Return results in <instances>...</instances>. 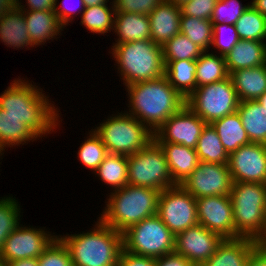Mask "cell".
<instances>
[{"label":"cell","instance_id":"1","mask_svg":"<svg viewBox=\"0 0 266 266\" xmlns=\"http://www.w3.org/2000/svg\"><path fill=\"white\" fill-rule=\"evenodd\" d=\"M19 76L0 94V108L20 119L38 138L54 132L62 119L59 108L51 102L42 88ZM39 87V88H38ZM42 89V90H41ZM57 107V108H55Z\"/></svg>","mask_w":266,"mask_h":266},{"label":"cell","instance_id":"2","mask_svg":"<svg viewBox=\"0 0 266 266\" xmlns=\"http://www.w3.org/2000/svg\"><path fill=\"white\" fill-rule=\"evenodd\" d=\"M126 88L129 109V112H126L144 124L153 134L186 104V100L170 85L165 75L133 83Z\"/></svg>","mask_w":266,"mask_h":266},{"label":"cell","instance_id":"3","mask_svg":"<svg viewBox=\"0 0 266 266\" xmlns=\"http://www.w3.org/2000/svg\"><path fill=\"white\" fill-rule=\"evenodd\" d=\"M58 237L68 248L73 266H117L123 249V234L99 218L87 232Z\"/></svg>","mask_w":266,"mask_h":266},{"label":"cell","instance_id":"4","mask_svg":"<svg viewBox=\"0 0 266 266\" xmlns=\"http://www.w3.org/2000/svg\"><path fill=\"white\" fill-rule=\"evenodd\" d=\"M159 194L160 191L153 188L127 184L109 193L98 218L123 233L130 226L157 214Z\"/></svg>","mask_w":266,"mask_h":266},{"label":"cell","instance_id":"5","mask_svg":"<svg viewBox=\"0 0 266 266\" xmlns=\"http://www.w3.org/2000/svg\"><path fill=\"white\" fill-rule=\"evenodd\" d=\"M123 85L149 81L164 75L163 50L151 39L113 44L111 52Z\"/></svg>","mask_w":266,"mask_h":266},{"label":"cell","instance_id":"6","mask_svg":"<svg viewBox=\"0 0 266 266\" xmlns=\"http://www.w3.org/2000/svg\"><path fill=\"white\" fill-rule=\"evenodd\" d=\"M230 197L236 234L266 242V184L233 182Z\"/></svg>","mask_w":266,"mask_h":266},{"label":"cell","instance_id":"7","mask_svg":"<svg viewBox=\"0 0 266 266\" xmlns=\"http://www.w3.org/2000/svg\"><path fill=\"white\" fill-rule=\"evenodd\" d=\"M123 112L110 115L93 130L108 153L129 156L146 147L154 134L135 117Z\"/></svg>","mask_w":266,"mask_h":266},{"label":"cell","instance_id":"8","mask_svg":"<svg viewBox=\"0 0 266 266\" xmlns=\"http://www.w3.org/2000/svg\"><path fill=\"white\" fill-rule=\"evenodd\" d=\"M122 234L123 249L134 255L156 259L175 249V235L157 214L130 226Z\"/></svg>","mask_w":266,"mask_h":266},{"label":"cell","instance_id":"9","mask_svg":"<svg viewBox=\"0 0 266 266\" xmlns=\"http://www.w3.org/2000/svg\"><path fill=\"white\" fill-rule=\"evenodd\" d=\"M128 184L163 191L175 186L165 154L153 139L142 150L127 156Z\"/></svg>","mask_w":266,"mask_h":266},{"label":"cell","instance_id":"10","mask_svg":"<svg viewBox=\"0 0 266 266\" xmlns=\"http://www.w3.org/2000/svg\"><path fill=\"white\" fill-rule=\"evenodd\" d=\"M239 102L230 76L197 87L186 99V105L207 124L236 112Z\"/></svg>","mask_w":266,"mask_h":266},{"label":"cell","instance_id":"11","mask_svg":"<svg viewBox=\"0 0 266 266\" xmlns=\"http://www.w3.org/2000/svg\"><path fill=\"white\" fill-rule=\"evenodd\" d=\"M157 215L176 236L198 224L196 198L181 184L160 192Z\"/></svg>","mask_w":266,"mask_h":266},{"label":"cell","instance_id":"12","mask_svg":"<svg viewBox=\"0 0 266 266\" xmlns=\"http://www.w3.org/2000/svg\"><path fill=\"white\" fill-rule=\"evenodd\" d=\"M46 230L20 223L5 240L0 256L5 262L38 258L58 236Z\"/></svg>","mask_w":266,"mask_h":266},{"label":"cell","instance_id":"13","mask_svg":"<svg viewBox=\"0 0 266 266\" xmlns=\"http://www.w3.org/2000/svg\"><path fill=\"white\" fill-rule=\"evenodd\" d=\"M181 185L197 199L230 195L233 180L227 164L200 161Z\"/></svg>","mask_w":266,"mask_h":266},{"label":"cell","instance_id":"14","mask_svg":"<svg viewBox=\"0 0 266 266\" xmlns=\"http://www.w3.org/2000/svg\"><path fill=\"white\" fill-rule=\"evenodd\" d=\"M206 124L185 104L155 132L154 140L157 143H176L195 149Z\"/></svg>","mask_w":266,"mask_h":266},{"label":"cell","instance_id":"15","mask_svg":"<svg viewBox=\"0 0 266 266\" xmlns=\"http://www.w3.org/2000/svg\"><path fill=\"white\" fill-rule=\"evenodd\" d=\"M227 165L233 182L266 184V144L241 146L229 154Z\"/></svg>","mask_w":266,"mask_h":266},{"label":"cell","instance_id":"16","mask_svg":"<svg viewBox=\"0 0 266 266\" xmlns=\"http://www.w3.org/2000/svg\"><path fill=\"white\" fill-rule=\"evenodd\" d=\"M198 224L218 233L223 239L238 238L235 232L230 195L196 199Z\"/></svg>","mask_w":266,"mask_h":266},{"label":"cell","instance_id":"17","mask_svg":"<svg viewBox=\"0 0 266 266\" xmlns=\"http://www.w3.org/2000/svg\"><path fill=\"white\" fill-rule=\"evenodd\" d=\"M222 240L218 233L197 224L175 236L174 252L200 266L214 254Z\"/></svg>","mask_w":266,"mask_h":266},{"label":"cell","instance_id":"18","mask_svg":"<svg viewBox=\"0 0 266 266\" xmlns=\"http://www.w3.org/2000/svg\"><path fill=\"white\" fill-rule=\"evenodd\" d=\"M151 40L158 46L180 33L181 7L164 0L148 15Z\"/></svg>","mask_w":266,"mask_h":266},{"label":"cell","instance_id":"19","mask_svg":"<svg viewBox=\"0 0 266 266\" xmlns=\"http://www.w3.org/2000/svg\"><path fill=\"white\" fill-rule=\"evenodd\" d=\"M259 242L250 238H225L214 254L200 266H246L250 252Z\"/></svg>","mask_w":266,"mask_h":266},{"label":"cell","instance_id":"20","mask_svg":"<svg viewBox=\"0 0 266 266\" xmlns=\"http://www.w3.org/2000/svg\"><path fill=\"white\" fill-rule=\"evenodd\" d=\"M23 14L29 37L35 46L45 45L47 41L57 39L65 29L54 11L23 10Z\"/></svg>","mask_w":266,"mask_h":266},{"label":"cell","instance_id":"21","mask_svg":"<svg viewBox=\"0 0 266 266\" xmlns=\"http://www.w3.org/2000/svg\"><path fill=\"white\" fill-rule=\"evenodd\" d=\"M158 144L163 149L174 183L182 184L200 162L196 150L176 143Z\"/></svg>","mask_w":266,"mask_h":266},{"label":"cell","instance_id":"22","mask_svg":"<svg viewBox=\"0 0 266 266\" xmlns=\"http://www.w3.org/2000/svg\"><path fill=\"white\" fill-rule=\"evenodd\" d=\"M229 74L266 64V42L240 40L225 56Z\"/></svg>","mask_w":266,"mask_h":266},{"label":"cell","instance_id":"23","mask_svg":"<svg viewBox=\"0 0 266 266\" xmlns=\"http://www.w3.org/2000/svg\"><path fill=\"white\" fill-rule=\"evenodd\" d=\"M0 41L12 49L36 48L29 37L23 10L17 6L0 18Z\"/></svg>","mask_w":266,"mask_h":266},{"label":"cell","instance_id":"24","mask_svg":"<svg viewBox=\"0 0 266 266\" xmlns=\"http://www.w3.org/2000/svg\"><path fill=\"white\" fill-rule=\"evenodd\" d=\"M114 33L118 38L113 44L151 39L149 17L145 14L115 12Z\"/></svg>","mask_w":266,"mask_h":266},{"label":"cell","instance_id":"25","mask_svg":"<svg viewBox=\"0 0 266 266\" xmlns=\"http://www.w3.org/2000/svg\"><path fill=\"white\" fill-rule=\"evenodd\" d=\"M239 101L257 100L266 91V64L230 73Z\"/></svg>","mask_w":266,"mask_h":266},{"label":"cell","instance_id":"26","mask_svg":"<svg viewBox=\"0 0 266 266\" xmlns=\"http://www.w3.org/2000/svg\"><path fill=\"white\" fill-rule=\"evenodd\" d=\"M211 125L216 130L228 155L241 146L251 143L238 111L213 121Z\"/></svg>","mask_w":266,"mask_h":266},{"label":"cell","instance_id":"27","mask_svg":"<svg viewBox=\"0 0 266 266\" xmlns=\"http://www.w3.org/2000/svg\"><path fill=\"white\" fill-rule=\"evenodd\" d=\"M164 64L168 82L186 100L196 89V60L164 61Z\"/></svg>","mask_w":266,"mask_h":266},{"label":"cell","instance_id":"28","mask_svg":"<svg viewBox=\"0 0 266 266\" xmlns=\"http://www.w3.org/2000/svg\"><path fill=\"white\" fill-rule=\"evenodd\" d=\"M250 142L266 144V108L257 100L240 101L237 109Z\"/></svg>","mask_w":266,"mask_h":266},{"label":"cell","instance_id":"29","mask_svg":"<svg viewBox=\"0 0 266 266\" xmlns=\"http://www.w3.org/2000/svg\"><path fill=\"white\" fill-rule=\"evenodd\" d=\"M39 138L20 119L0 108V153L5 149L34 142Z\"/></svg>","mask_w":266,"mask_h":266},{"label":"cell","instance_id":"30","mask_svg":"<svg viewBox=\"0 0 266 266\" xmlns=\"http://www.w3.org/2000/svg\"><path fill=\"white\" fill-rule=\"evenodd\" d=\"M211 52L204 51L196 60V88L224 80L230 75L225 56L216 54V51Z\"/></svg>","mask_w":266,"mask_h":266},{"label":"cell","instance_id":"31","mask_svg":"<svg viewBox=\"0 0 266 266\" xmlns=\"http://www.w3.org/2000/svg\"><path fill=\"white\" fill-rule=\"evenodd\" d=\"M99 180L111 187L110 191L120 189L128 184L127 156L108 153L104 161L94 172Z\"/></svg>","mask_w":266,"mask_h":266},{"label":"cell","instance_id":"32","mask_svg":"<svg viewBox=\"0 0 266 266\" xmlns=\"http://www.w3.org/2000/svg\"><path fill=\"white\" fill-rule=\"evenodd\" d=\"M195 150L200 161L217 164L228 163L229 155L211 124H206L203 128Z\"/></svg>","mask_w":266,"mask_h":266},{"label":"cell","instance_id":"33","mask_svg":"<svg viewBox=\"0 0 266 266\" xmlns=\"http://www.w3.org/2000/svg\"><path fill=\"white\" fill-rule=\"evenodd\" d=\"M112 3V4H111ZM112 5V6H110ZM81 25H83L89 32L95 34H102L113 32L115 7L113 0L108 4H101L92 7H85L81 14Z\"/></svg>","mask_w":266,"mask_h":266},{"label":"cell","instance_id":"34","mask_svg":"<svg viewBox=\"0 0 266 266\" xmlns=\"http://www.w3.org/2000/svg\"><path fill=\"white\" fill-rule=\"evenodd\" d=\"M180 33L203 51L209 52L213 40V25L210 20L186 16L181 13Z\"/></svg>","mask_w":266,"mask_h":266},{"label":"cell","instance_id":"35","mask_svg":"<svg viewBox=\"0 0 266 266\" xmlns=\"http://www.w3.org/2000/svg\"><path fill=\"white\" fill-rule=\"evenodd\" d=\"M240 40L266 42V17L251 4L234 24Z\"/></svg>","mask_w":266,"mask_h":266},{"label":"cell","instance_id":"36","mask_svg":"<svg viewBox=\"0 0 266 266\" xmlns=\"http://www.w3.org/2000/svg\"><path fill=\"white\" fill-rule=\"evenodd\" d=\"M162 50L164 61L197 60L204 52L199 46L181 33L169 39L162 46Z\"/></svg>","mask_w":266,"mask_h":266},{"label":"cell","instance_id":"37","mask_svg":"<svg viewBox=\"0 0 266 266\" xmlns=\"http://www.w3.org/2000/svg\"><path fill=\"white\" fill-rule=\"evenodd\" d=\"M87 139L81 143L77 152L78 160L90 171L95 172L108 154L106 146L93 128L88 133Z\"/></svg>","mask_w":266,"mask_h":266},{"label":"cell","instance_id":"38","mask_svg":"<svg viewBox=\"0 0 266 266\" xmlns=\"http://www.w3.org/2000/svg\"><path fill=\"white\" fill-rule=\"evenodd\" d=\"M0 251L11 232L21 223V208L13 196L0 197Z\"/></svg>","mask_w":266,"mask_h":266},{"label":"cell","instance_id":"39","mask_svg":"<svg viewBox=\"0 0 266 266\" xmlns=\"http://www.w3.org/2000/svg\"><path fill=\"white\" fill-rule=\"evenodd\" d=\"M249 5H243L239 0H217L210 21L212 24L234 25Z\"/></svg>","mask_w":266,"mask_h":266},{"label":"cell","instance_id":"40","mask_svg":"<svg viewBox=\"0 0 266 266\" xmlns=\"http://www.w3.org/2000/svg\"><path fill=\"white\" fill-rule=\"evenodd\" d=\"M39 266H73L68 248L57 236L38 257Z\"/></svg>","mask_w":266,"mask_h":266},{"label":"cell","instance_id":"41","mask_svg":"<svg viewBox=\"0 0 266 266\" xmlns=\"http://www.w3.org/2000/svg\"><path fill=\"white\" fill-rule=\"evenodd\" d=\"M213 40L212 49L217 50V54L226 56L231 49L240 41L234 25L229 24H212ZM229 32V33H225ZM227 36H226V35Z\"/></svg>","mask_w":266,"mask_h":266},{"label":"cell","instance_id":"42","mask_svg":"<svg viewBox=\"0 0 266 266\" xmlns=\"http://www.w3.org/2000/svg\"><path fill=\"white\" fill-rule=\"evenodd\" d=\"M164 0H113L115 12L149 15Z\"/></svg>","mask_w":266,"mask_h":266},{"label":"cell","instance_id":"43","mask_svg":"<svg viewBox=\"0 0 266 266\" xmlns=\"http://www.w3.org/2000/svg\"><path fill=\"white\" fill-rule=\"evenodd\" d=\"M217 0H189L181 7V13L199 19L211 20Z\"/></svg>","mask_w":266,"mask_h":266},{"label":"cell","instance_id":"44","mask_svg":"<svg viewBox=\"0 0 266 266\" xmlns=\"http://www.w3.org/2000/svg\"><path fill=\"white\" fill-rule=\"evenodd\" d=\"M58 0L55 1V7H54V12L57 15L60 23L66 27L67 25H70L68 23H71L74 21V18L76 15H79L80 13L85 10V5L83 0H77L76 6L74 5L73 8H70L67 4L68 0H62L59 4ZM67 1V2H66ZM59 6V8H58ZM68 6V7H67ZM79 6V7H78ZM72 7V6H71ZM76 9H75V8ZM77 13V14H76ZM73 20V21H72Z\"/></svg>","mask_w":266,"mask_h":266},{"label":"cell","instance_id":"45","mask_svg":"<svg viewBox=\"0 0 266 266\" xmlns=\"http://www.w3.org/2000/svg\"><path fill=\"white\" fill-rule=\"evenodd\" d=\"M117 266H155V258L134 255L122 249Z\"/></svg>","mask_w":266,"mask_h":266},{"label":"cell","instance_id":"46","mask_svg":"<svg viewBox=\"0 0 266 266\" xmlns=\"http://www.w3.org/2000/svg\"><path fill=\"white\" fill-rule=\"evenodd\" d=\"M155 266H195L187 258L175 252L155 259Z\"/></svg>","mask_w":266,"mask_h":266},{"label":"cell","instance_id":"47","mask_svg":"<svg viewBox=\"0 0 266 266\" xmlns=\"http://www.w3.org/2000/svg\"><path fill=\"white\" fill-rule=\"evenodd\" d=\"M22 0H16V6L21 10L30 11H54L56 0H25L26 5L21 2ZM27 6V7H26ZM26 7V8H25Z\"/></svg>","mask_w":266,"mask_h":266},{"label":"cell","instance_id":"48","mask_svg":"<svg viewBox=\"0 0 266 266\" xmlns=\"http://www.w3.org/2000/svg\"><path fill=\"white\" fill-rule=\"evenodd\" d=\"M246 266H266V242H259L252 249Z\"/></svg>","mask_w":266,"mask_h":266},{"label":"cell","instance_id":"49","mask_svg":"<svg viewBox=\"0 0 266 266\" xmlns=\"http://www.w3.org/2000/svg\"><path fill=\"white\" fill-rule=\"evenodd\" d=\"M6 266H39L38 258H29L6 262Z\"/></svg>","mask_w":266,"mask_h":266},{"label":"cell","instance_id":"50","mask_svg":"<svg viewBox=\"0 0 266 266\" xmlns=\"http://www.w3.org/2000/svg\"><path fill=\"white\" fill-rule=\"evenodd\" d=\"M16 6V0H0V18Z\"/></svg>","mask_w":266,"mask_h":266},{"label":"cell","instance_id":"51","mask_svg":"<svg viewBox=\"0 0 266 266\" xmlns=\"http://www.w3.org/2000/svg\"><path fill=\"white\" fill-rule=\"evenodd\" d=\"M250 4L266 17V0H252Z\"/></svg>","mask_w":266,"mask_h":266},{"label":"cell","instance_id":"52","mask_svg":"<svg viewBox=\"0 0 266 266\" xmlns=\"http://www.w3.org/2000/svg\"><path fill=\"white\" fill-rule=\"evenodd\" d=\"M85 7H92L101 4H107L109 0H83Z\"/></svg>","mask_w":266,"mask_h":266},{"label":"cell","instance_id":"53","mask_svg":"<svg viewBox=\"0 0 266 266\" xmlns=\"http://www.w3.org/2000/svg\"><path fill=\"white\" fill-rule=\"evenodd\" d=\"M257 101L266 108V91L257 99Z\"/></svg>","mask_w":266,"mask_h":266},{"label":"cell","instance_id":"54","mask_svg":"<svg viewBox=\"0 0 266 266\" xmlns=\"http://www.w3.org/2000/svg\"><path fill=\"white\" fill-rule=\"evenodd\" d=\"M168 2H172L177 6H182L184 3L188 2L189 0H167Z\"/></svg>","mask_w":266,"mask_h":266},{"label":"cell","instance_id":"55","mask_svg":"<svg viewBox=\"0 0 266 266\" xmlns=\"http://www.w3.org/2000/svg\"><path fill=\"white\" fill-rule=\"evenodd\" d=\"M0 266H6V262L1 256H0Z\"/></svg>","mask_w":266,"mask_h":266}]
</instances>
